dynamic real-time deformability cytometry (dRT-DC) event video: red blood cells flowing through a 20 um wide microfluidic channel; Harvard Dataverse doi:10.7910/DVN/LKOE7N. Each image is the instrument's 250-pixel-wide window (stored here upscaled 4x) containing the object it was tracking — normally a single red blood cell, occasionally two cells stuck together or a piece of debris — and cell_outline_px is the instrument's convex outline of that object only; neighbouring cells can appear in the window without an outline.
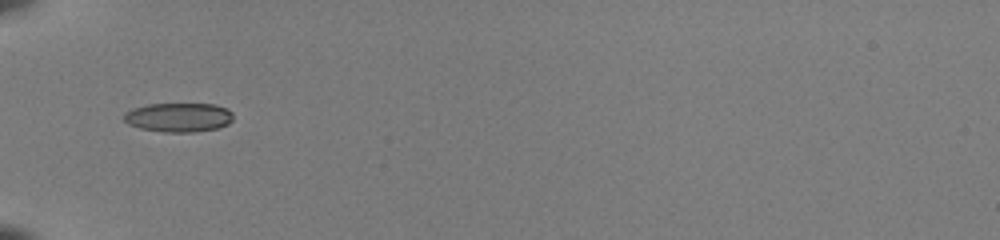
{"species": "common noctule bat (a hibernating species)", "species_latin": "Nyctalus noctula", "temperature_condition": "room temperature", "stored_images_in_passage": 33, "camera_frame_rate_fps": 3000, "um_per_image_px": 0.085, "animal": {"sex": "female", "body_mass_g": 22.0, "forearm_length_mm": 56.7}, "frame": {"image": 1, "passage_image": 1, "time_ms": 0.0, "image_size_px": [1000, 240], "cell_outline_px": [[232, 120], [228, 124], [216, 128], [196, 132], [164, 132], [140, 128], [128, 124], [124, 120], [124, 112], [132, 108], [148, 104], [216, 104], [228, 108], [232, 112]], "centroid_in_image_um": [15.18, 9.97], "position_along_channel_um": 69.8, "area_um2": 18.67}}
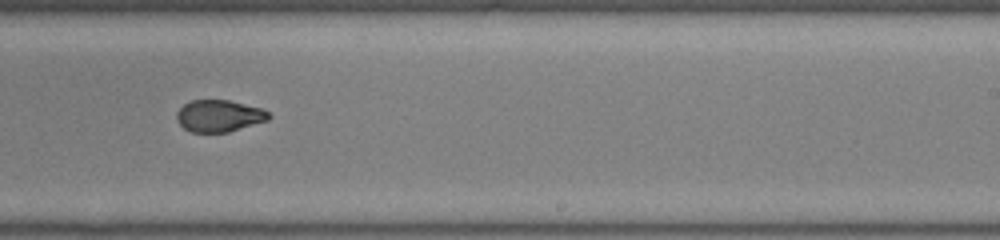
{"frame": {"image": 2, "passage_image": 16, "time_ms": 5.0, "image_size_px": [1000, 240], "cell_outline_px": [[272, 116], [268, 120], [228, 132], [192, 132], [184, 128], [176, 120], [176, 112], [184, 104], [192, 100], [228, 100], [260, 108], [268, 112]], "centroid_in_image_um": [18.6, 9.85], "position_along_channel_um": 270.4, "area_um2": 16.99}}
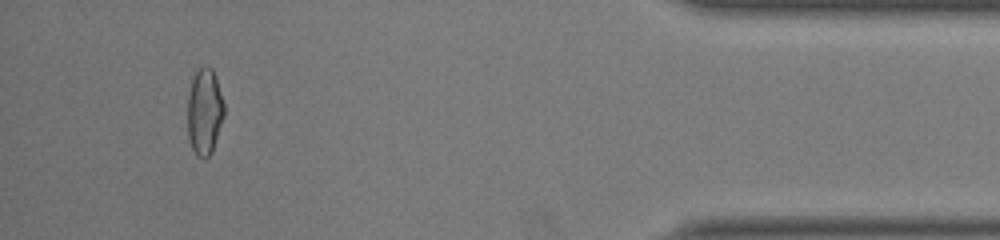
{"frame": {"image": 3, "passage_image": 30, "time_ms": 9.667, "image_size_px": [1000, 240], "cell_outline_px": [[224, 116], [212, 152], [208, 156], [196, 156], [188, 140], [188, 92], [192, 76], [204, 64], [208, 64], [212, 68], [216, 76], [224, 104]], "centroid_in_image_um": [17.38, 9.44], "position_along_channel_um": 417.8, "area_um2": 18.61}, "authors_computed_cell_mechanics": {"area_um2": 18.3226, "velocity_mm_per_s": 4.1146, "shape_relaxation_time_tau1_ms": null, "shape_relaxation_time_tau2_ms": 1.1676, "deformation_change_tau1": null, "deformation_change_tau2": 0.0547}}